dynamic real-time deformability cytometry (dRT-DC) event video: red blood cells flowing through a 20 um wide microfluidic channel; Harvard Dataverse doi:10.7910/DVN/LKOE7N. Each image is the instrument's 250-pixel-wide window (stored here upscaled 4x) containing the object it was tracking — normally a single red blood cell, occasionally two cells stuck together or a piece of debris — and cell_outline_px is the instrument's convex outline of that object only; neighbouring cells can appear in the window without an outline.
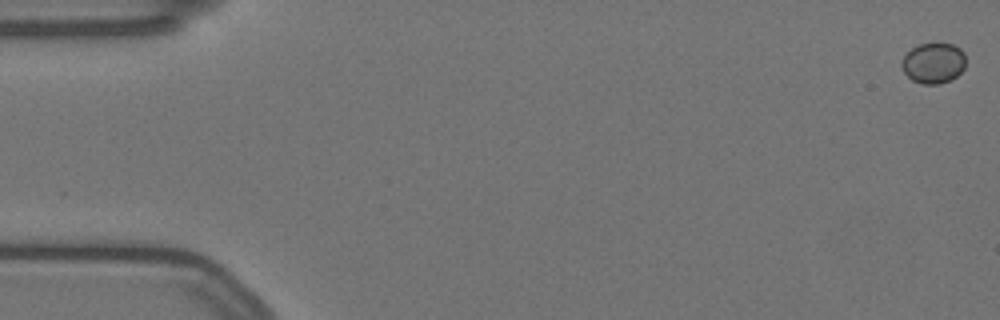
{"species": "Egyptian fruit bat (a non-hibernating species)", "species_latin": "Rousettus aegyptiacus", "temperature_condition": "warm", "stored_images_in_passage": 58, "camera_frame_rate_fps": 3000, "um_per_image_px": 0.085, "animal": {"sex": "female"}, "frame": {"image": 1, "passage_image": 1, "time_ms": 0.0, "image_size_px": [1000, 320], "cell_outline_px": [[964, 68], [956, 76], [940, 84], [924, 84], [912, 80], [904, 72], [900, 64], [900, 60], [912, 48], [920, 44], [952, 44], [960, 48], [964, 52]], "centroid_in_image_um": [79.32, 5.36], "position_along_channel_um": 5.7, "area_um2": 14.97}}
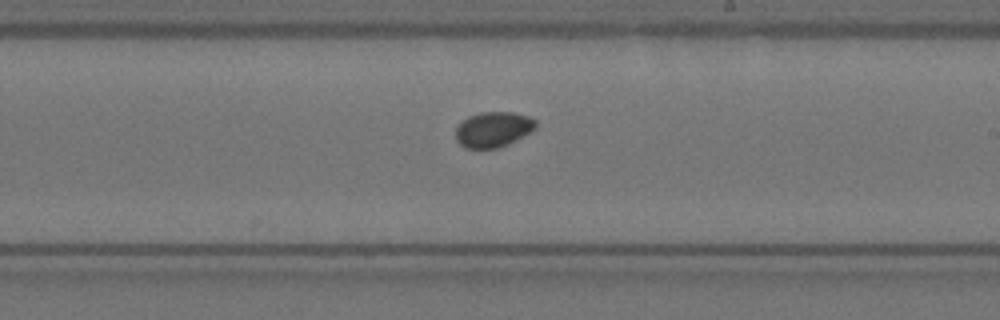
{"frame": {"image": 2, "passage_image": 34, "time_ms": 11.0, "image_size_px": [1000, 320], "cell_outline_px": [[536, 128], [532, 132], [508, 144], [496, 148], [464, 148], [456, 140], [456, 124], [468, 116], [480, 112], [512, 112], [528, 116], [536, 120]], "centroid_in_image_um": [41.91, 10.99], "position_along_channel_um": 247.1, "area_um2": 16.7}}
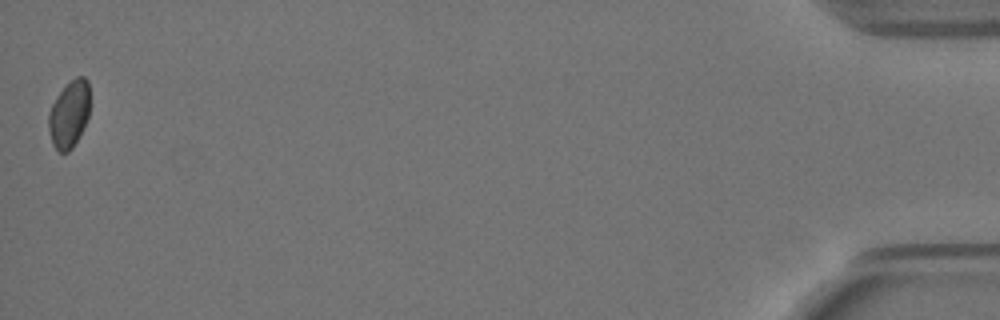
{"frame": {"image": 3, "passage_image": 58, "time_ms": 19.0, "image_size_px": [1000, 320], "cell_outline_px": [[88, 116], [72, 148], [68, 152], [60, 152], [52, 144], [48, 128], [48, 116], [52, 104], [56, 96], [76, 76], [84, 76], [88, 80]], "centroid_in_image_um": [5.85, 9.7], "position_along_channel_um": 429.4, "area_um2": 15.72}, "authors_computed_cell_mechanics": {"area_um2": 16.184, "velocity_mm_per_s": 3.5049, "shape_relaxation_time_tau1_ms": null, "shape_relaxation_time_tau2_ms": 5.7847, "deformation_change_tau1": null, "deformation_change_tau2": 0.0441}}